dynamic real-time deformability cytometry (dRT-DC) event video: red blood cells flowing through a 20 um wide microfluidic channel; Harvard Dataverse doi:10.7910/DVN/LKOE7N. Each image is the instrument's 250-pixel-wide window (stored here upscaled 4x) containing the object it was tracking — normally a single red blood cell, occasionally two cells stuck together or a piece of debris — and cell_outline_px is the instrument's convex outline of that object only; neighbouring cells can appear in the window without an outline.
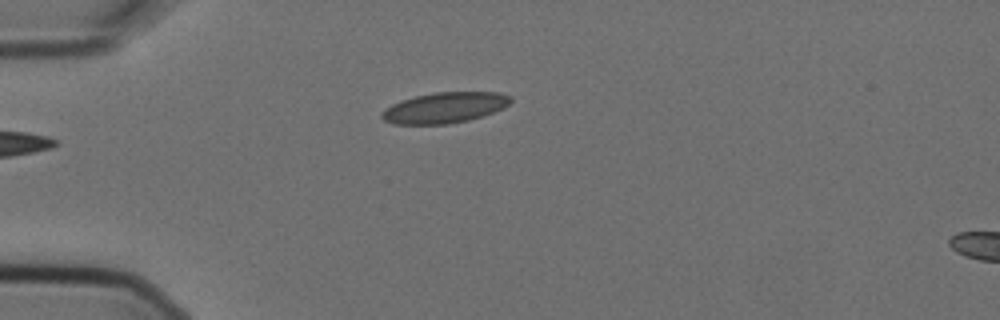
{"species": "Egyptian fruit bat (a non-hibernating species)", "species_latin": "Rousettus aegyptiacus", "temperature_condition": "cold", "stored_images_in_passage": 5, "camera_frame_rate_fps": 3000, "um_per_image_px": 0.085, "animal": {"sex": "female"}, "frame": {"image": 1, "passage_image": 5, "time_ms": 1.333, "image_size_px": [1000, 320], "cell_outline_px": [[512, 100], [504, 108], [468, 120], [448, 124], [396, 124], [384, 120], [380, 116], [380, 112], [392, 104], [416, 96], [436, 92], [500, 92], [512, 96]], "centroid_in_image_um": [37.81, 9.15], "position_along_channel_um": 47.2, "area_um2": 22.89}}